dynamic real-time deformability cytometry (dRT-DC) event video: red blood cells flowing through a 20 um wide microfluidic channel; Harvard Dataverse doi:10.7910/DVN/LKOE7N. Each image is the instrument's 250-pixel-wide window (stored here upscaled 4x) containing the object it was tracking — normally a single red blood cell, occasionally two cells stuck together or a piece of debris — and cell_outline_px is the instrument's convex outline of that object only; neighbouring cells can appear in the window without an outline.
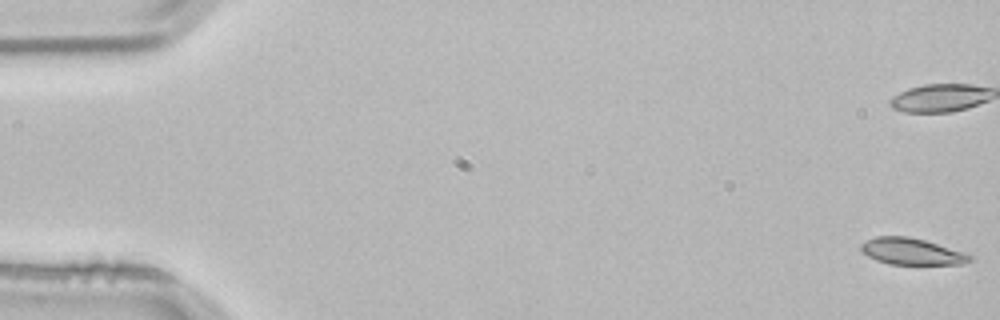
{"species": "common noctule bat (a hibernating species)", "species_latin": "Nyctalus noctula", "temperature_condition": "room temperature", "stored_images_in_passage": 3, "camera_frame_rate_fps": 3000, "um_per_image_px": 0.085, "animal": {"sex": "male", "body_mass_g": 21.5, "forearm_length_mm": 52.0}, "frame": {"image": 1, "passage_image": 1, "time_ms": 0.0, "image_size_px": [1000, 320], "cell_outline_px": [[972, 260], [964, 264], [888, 264], [876, 260], [868, 256], [860, 248], [860, 244], [876, 236], [908, 236], [924, 240], [972, 256]], "centroid_in_image_um": [77.44, 21.38], "position_along_channel_um": 7.6, "area_um2": 16.47}}